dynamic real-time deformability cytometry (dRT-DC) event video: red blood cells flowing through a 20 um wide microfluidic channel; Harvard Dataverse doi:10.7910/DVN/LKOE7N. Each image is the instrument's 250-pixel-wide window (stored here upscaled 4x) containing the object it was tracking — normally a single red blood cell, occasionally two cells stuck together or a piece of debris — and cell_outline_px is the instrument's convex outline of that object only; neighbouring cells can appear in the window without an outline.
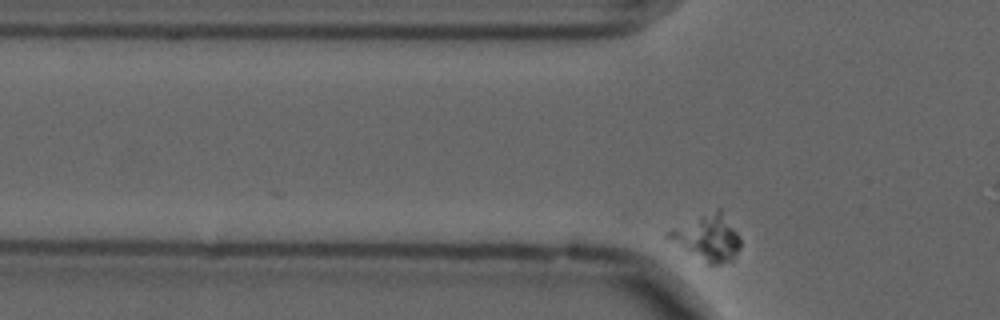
{"species": "common noctule bat (a hibernating species)", "species_latin": "Nyctalus noctula", "temperature_condition": "cold", "stored_images_in_passage": 16, "camera_frame_rate_fps": 3000, "um_per_image_px": 0.085, "animal": {"sex": "male", "forearm_length_mm": 52.5}, "frame": {"image": 1, "passage_image": 15, "time_ms": 4.667, "image_size_px": [1000, 320], "cell_outline_px": [[740, 248], [736, 256], [732, 260], [720, 264], [708, 264], [664, 236], [664, 232], [672, 228], [716, 208], [720, 208], [740, 236]], "centroid_in_image_um": [60.16, 20.18], "position_along_channel_um": 65.6, "area_um2": 19.13}}